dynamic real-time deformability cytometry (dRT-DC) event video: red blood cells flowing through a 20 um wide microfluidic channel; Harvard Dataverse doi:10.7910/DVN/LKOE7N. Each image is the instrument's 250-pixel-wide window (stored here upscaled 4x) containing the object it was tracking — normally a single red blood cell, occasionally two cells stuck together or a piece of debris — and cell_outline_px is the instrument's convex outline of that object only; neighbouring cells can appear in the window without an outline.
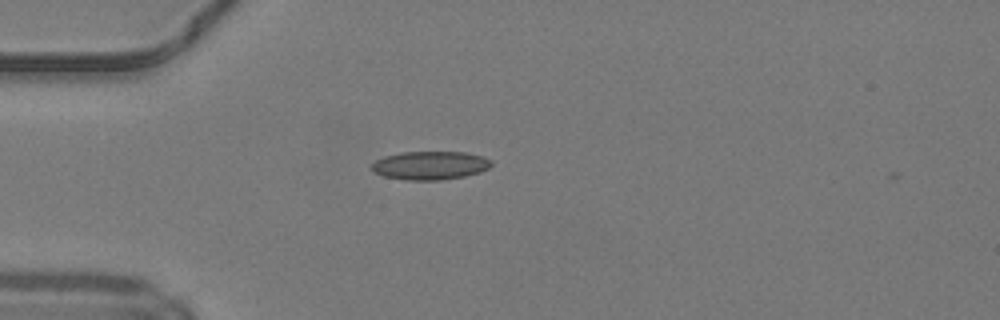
{"species": "common noctule bat (a hibernating species)", "species_latin": "Nyctalus noctula", "temperature_condition": "warm", "stored_images_in_passage": 6, "camera_frame_rate_fps": 3000, "um_per_image_px": 0.085, "animal": {"sex": "male", "body_mass_g": 19.2, "forearm_length_mm": 51.8}, "frame": {"image": 1, "passage_image": 4, "time_ms": 1.0, "image_size_px": [1000, 320], "cell_outline_px": [[492, 164], [488, 168], [480, 172], [464, 176], [440, 180], [404, 180], [384, 176], [376, 172], [372, 168], [372, 164], [376, 160], [384, 156], [400, 152], [468, 152], [492, 160]], "centroid_in_image_um": [36.57, 14.05], "position_along_channel_um": 48.4, "area_um2": 19.77}}